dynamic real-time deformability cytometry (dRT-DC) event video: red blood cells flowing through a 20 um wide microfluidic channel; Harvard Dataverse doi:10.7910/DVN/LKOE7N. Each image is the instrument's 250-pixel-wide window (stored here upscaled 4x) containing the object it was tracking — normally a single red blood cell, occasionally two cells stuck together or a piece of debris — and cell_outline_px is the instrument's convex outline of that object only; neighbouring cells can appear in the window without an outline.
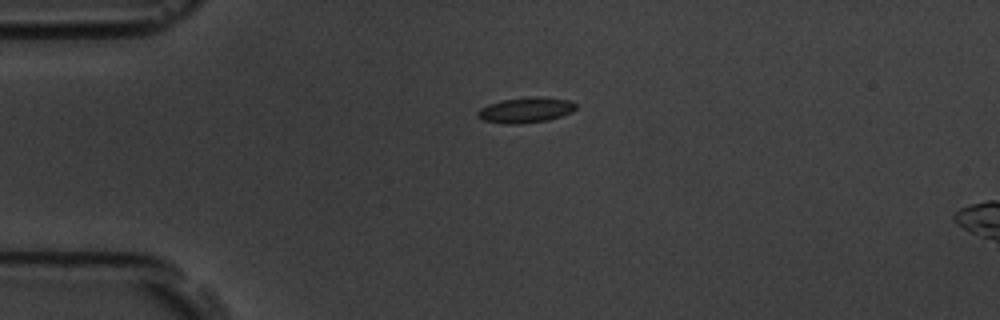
{"species": "common noctule bat (a hibernating species)", "species_latin": "Nyctalus noctula", "temperature_condition": "room temperature", "stored_images_in_passage": 2, "camera_frame_rate_fps": 3000, "um_per_image_px": 0.085, "animal": {"sex": "male", "body_mass_g": 19.5, "forearm_length_mm": 54.6}, "frame": {"image": 1, "passage_image": 1, "time_ms": 0.0, "image_size_px": [1000, 320], "cell_outline_px": [[576, 108], [572, 112], [548, 120], [520, 124], [504, 124], [484, 120], [476, 116], [476, 112], [480, 108], [488, 104], [500, 100], [536, 96], [544, 96], [568, 100], [576, 104]], "centroid_in_image_um": [44.66, 9.35], "position_along_channel_um": 40.3, "area_um2": 14.68}}